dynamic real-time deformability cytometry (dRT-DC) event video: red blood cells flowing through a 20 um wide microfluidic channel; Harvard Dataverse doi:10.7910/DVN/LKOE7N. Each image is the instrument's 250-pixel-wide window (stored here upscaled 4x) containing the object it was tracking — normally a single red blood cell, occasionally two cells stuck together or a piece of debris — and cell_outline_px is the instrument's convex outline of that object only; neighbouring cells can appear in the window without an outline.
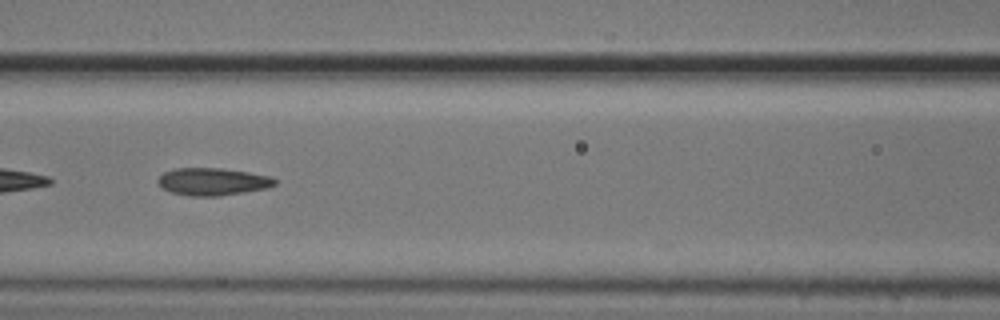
{"species": "common noctule bat (a hibernating species)", "species_latin": "Nyctalus noctula", "temperature_condition": "cold", "stored_images_in_passage": 32, "camera_frame_rate_fps": 3000, "um_per_image_px": 0.085, "animal": {"sex": "male", "body_mass_g": 20.5, "forearm_length_mm": 52.5}, "frame": {"image": 1, "passage_image": 6, "time_ms": 1.667, "image_size_px": [1000, 320], "cell_outline_px": [[276, 184], [268, 188], [220, 196], [188, 196], [172, 192], [164, 188], [156, 180], [164, 172], [176, 168], [220, 168], [248, 172], [272, 176], [276, 180]], "centroid_in_image_um": [18.1, 15.44], "position_along_channel_um": 148.5, "area_um2": 18.67}}
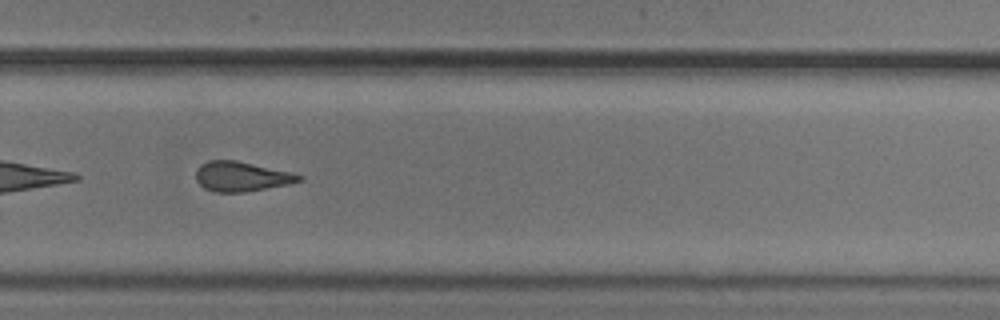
{"frame": {"image": 2, "passage_image": 19, "time_ms": 6.0, "image_size_px": [1000, 320], "cell_outline_px": [[304, 180], [288, 184], [248, 192], [216, 192], [204, 188], [196, 180], [196, 168], [200, 164], [208, 160], [236, 160], [288, 172], [304, 176]], "centroid_in_image_um": [20.49, 15.01], "position_along_channel_um": 309.3, "area_um2": 17.86}, "authors_computed_cell_mechanics": {"area_um2": 18.0625, "velocity_mm_per_s": 3.716, "shape_relaxation_time_tau1_ms": null, "shape_relaxation_time_tau2_ms": 3.3951, "deformation_change_tau1": null, "deformation_change_tau2": 0.1047}}